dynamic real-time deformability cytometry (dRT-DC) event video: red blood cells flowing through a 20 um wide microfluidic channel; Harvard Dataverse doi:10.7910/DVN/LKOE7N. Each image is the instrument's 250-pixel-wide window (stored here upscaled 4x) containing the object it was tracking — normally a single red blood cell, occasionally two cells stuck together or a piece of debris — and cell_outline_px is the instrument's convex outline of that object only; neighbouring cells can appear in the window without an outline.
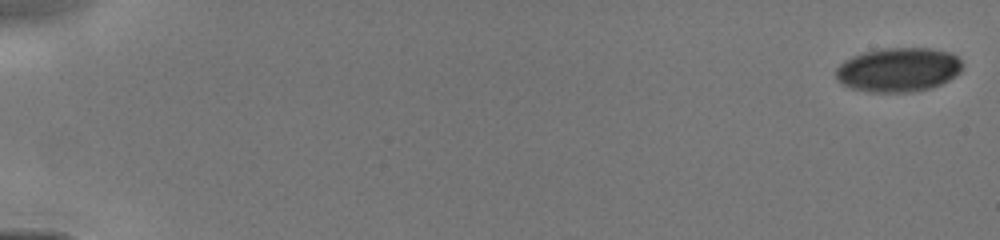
{"species": "human", "species_latin": "Homo sapiens", "temperature_condition": "cold", "stored_images_in_passage": 13, "camera_frame_rate_fps": 3000, "um_per_image_px": 0.085, "donor": {"sex": "male"}, "frame": {"image": 1, "passage_image": 1, "time_ms": 0.0, "image_size_px": [1000, 240], "cell_outline_px": [[960, 72], [956, 76], [932, 88], [912, 92], [868, 92], [852, 88], [836, 80], [836, 68], [844, 60], [852, 56], [864, 52], [884, 48], [928, 48], [952, 52], [960, 60]], "centroid_in_image_um": [76.35, 5.93], "position_along_channel_um": 8.7, "area_um2": 32.6}}
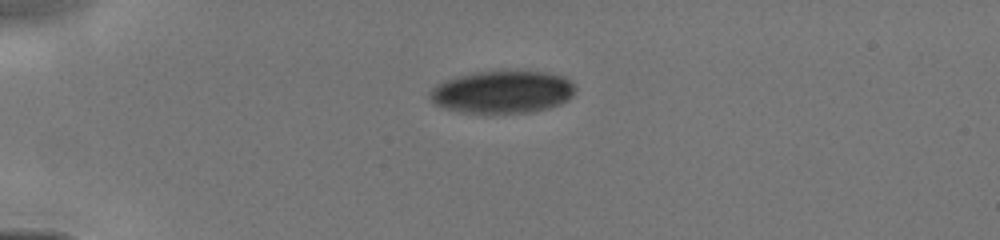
{"frame": {"image": 2, "passage_image": 11, "time_ms": 4.0, "image_size_px": [1000, 240], "cell_outline_px": [[576, 88], [572, 96], [568, 100], [560, 104], [548, 108], [532, 112], [460, 112], [432, 104], [428, 96], [428, 92], [436, 84], [460, 76], [476, 72], [548, 72], [572, 80]], "centroid_in_image_um": [42.71, 7.83], "position_along_channel_um": 42.3, "area_um2": 35.72}}